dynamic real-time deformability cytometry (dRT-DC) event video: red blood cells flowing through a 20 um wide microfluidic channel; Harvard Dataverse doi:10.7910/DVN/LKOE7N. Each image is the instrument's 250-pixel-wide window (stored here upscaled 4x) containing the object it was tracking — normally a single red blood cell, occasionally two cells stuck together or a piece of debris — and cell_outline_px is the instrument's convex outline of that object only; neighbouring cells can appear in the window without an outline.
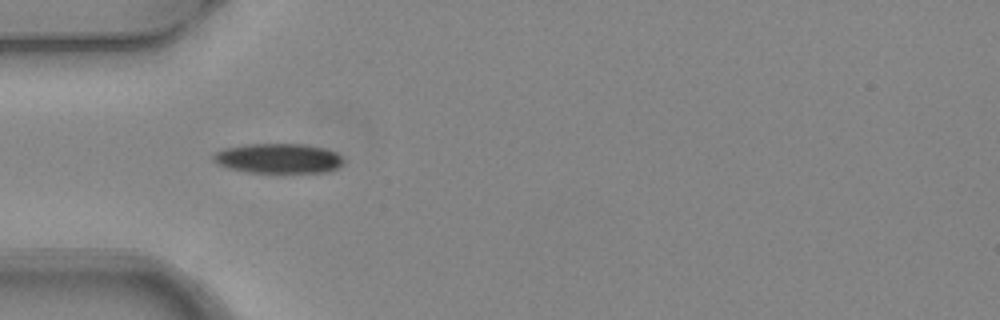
{"species": "common noctule bat (a hibernating species)", "species_latin": "Nyctalus noctula", "temperature_condition": "warm", "stored_images_in_passage": 1, "camera_frame_rate_fps": 3000, "um_per_image_px": 0.085, "animal": {"sex": "female", "body_mass_g": 24.6, "forearm_length_mm": 56.2}, "frame": {"image": 1, "passage_image": 1, "time_ms": 0.0, "image_size_px": [1000, 320], "cell_outline_px": [[344, 164], [328, 172], [248, 172], [228, 168], [216, 164], [212, 160], [212, 156], [216, 152], [224, 148], [248, 144], [304, 144], [324, 148], [336, 152], [344, 160]], "centroid_in_image_um": [23.65, 13.46], "position_along_channel_um": 61.4, "area_um2": 22.66}}